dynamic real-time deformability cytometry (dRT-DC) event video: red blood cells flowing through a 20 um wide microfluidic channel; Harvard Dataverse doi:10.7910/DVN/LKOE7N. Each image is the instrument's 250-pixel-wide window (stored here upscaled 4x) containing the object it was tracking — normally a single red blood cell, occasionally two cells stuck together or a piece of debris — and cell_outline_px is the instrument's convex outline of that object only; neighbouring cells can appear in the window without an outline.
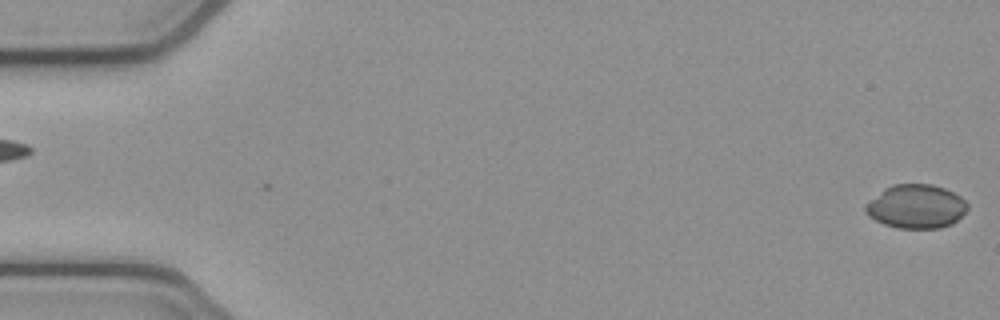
{"species": "common noctule bat (a hibernating species)", "species_latin": "Nyctalus noctula", "temperature_condition": "cold", "stored_images_in_passage": 8, "camera_frame_rate_fps": 3000, "um_per_image_px": 0.085, "animal": {"sex": "female", "body_mass_g": 21.9}, "frame": {"image": 1, "passage_image": 1, "time_ms": 0.0, "image_size_px": [1000, 320], "cell_outline_px": [[968, 208], [952, 224], [940, 228], [896, 228], [884, 224], [868, 216], [864, 208], [864, 204], [868, 200], [884, 188], [892, 184], [932, 184], [944, 188], [960, 196], [968, 204]], "centroid_in_image_um": [77.83, 17.54], "position_along_channel_um": 7.2, "area_um2": 26.13}}